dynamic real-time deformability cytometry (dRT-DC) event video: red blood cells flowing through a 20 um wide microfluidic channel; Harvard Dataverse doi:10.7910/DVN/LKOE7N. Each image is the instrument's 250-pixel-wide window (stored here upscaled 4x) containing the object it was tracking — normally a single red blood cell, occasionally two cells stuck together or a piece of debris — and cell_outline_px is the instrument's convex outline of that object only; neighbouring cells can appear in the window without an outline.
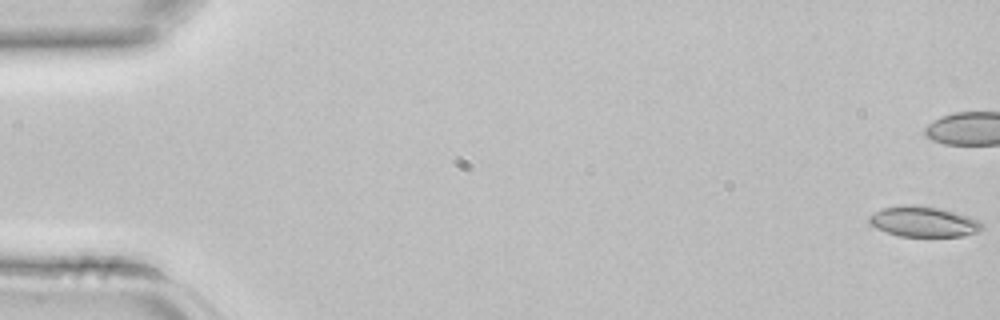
{"species": "common noctule bat (a hibernating species)", "species_latin": "Nyctalus noctula", "temperature_condition": "room temperature", "stored_images_in_passage": 45, "camera_frame_rate_fps": 3000, "um_per_image_px": 0.085, "animal": {"sex": "female", "body_mass_g": 22.7, "forearm_length_mm": 54.2}, "frame": {"image": 1, "passage_image": 1, "time_ms": 0.0, "image_size_px": [1000, 320], "cell_outline_px": [[984, 228], [976, 232], [964, 236], [900, 236], [876, 228], [868, 224], [868, 216], [880, 208], [904, 204], [912, 204], [940, 208], [956, 212], [968, 216], [984, 224]], "centroid_in_image_um": [78.46, 18.82], "position_along_channel_um": 6.5, "area_um2": 20.17}}